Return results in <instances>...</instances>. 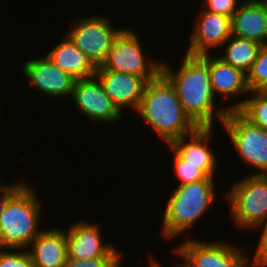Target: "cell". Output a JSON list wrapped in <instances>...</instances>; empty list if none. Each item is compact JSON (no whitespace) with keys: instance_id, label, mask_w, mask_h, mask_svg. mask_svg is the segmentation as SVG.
<instances>
[{"instance_id":"obj_1","label":"cell","mask_w":267,"mask_h":267,"mask_svg":"<svg viewBox=\"0 0 267 267\" xmlns=\"http://www.w3.org/2000/svg\"><path fill=\"white\" fill-rule=\"evenodd\" d=\"M182 58L176 70L161 61V74L174 87L184 112L198 127H215V118L221 125L229 110L216 105L208 64L200 56L185 53Z\"/></svg>"},{"instance_id":"obj_2","label":"cell","mask_w":267,"mask_h":267,"mask_svg":"<svg viewBox=\"0 0 267 267\" xmlns=\"http://www.w3.org/2000/svg\"><path fill=\"white\" fill-rule=\"evenodd\" d=\"M136 113L166 145L198 127L184 112L174 87L162 74L147 82Z\"/></svg>"},{"instance_id":"obj_3","label":"cell","mask_w":267,"mask_h":267,"mask_svg":"<svg viewBox=\"0 0 267 267\" xmlns=\"http://www.w3.org/2000/svg\"><path fill=\"white\" fill-rule=\"evenodd\" d=\"M37 195L25 181L6 201L0 217V248L26 249L43 231L39 227L43 205Z\"/></svg>"},{"instance_id":"obj_4","label":"cell","mask_w":267,"mask_h":267,"mask_svg":"<svg viewBox=\"0 0 267 267\" xmlns=\"http://www.w3.org/2000/svg\"><path fill=\"white\" fill-rule=\"evenodd\" d=\"M215 180L177 185L167 200L161 232L167 240L183 235L206 214L216 198Z\"/></svg>"},{"instance_id":"obj_5","label":"cell","mask_w":267,"mask_h":267,"mask_svg":"<svg viewBox=\"0 0 267 267\" xmlns=\"http://www.w3.org/2000/svg\"><path fill=\"white\" fill-rule=\"evenodd\" d=\"M247 174L234 181L224 196L232 224L253 230L267 220V175Z\"/></svg>"},{"instance_id":"obj_6","label":"cell","mask_w":267,"mask_h":267,"mask_svg":"<svg viewBox=\"0 0 267 267\" xmlns=\"http://www.w3.org/2000/svg\"><path fill=\"white\" fill-rule=\"evenodd\" d=\"M220 127L241 162L255 168L252 174L267 175V130L251 124L236 110L227 113Z\"/></svg>"},{"instance_id":"obj_7","label":"cell","mask_w":267,"mask_h":267,"mask_svg":"<svg viewBox=\"0 0 267 267\" xmlns=\"http://www.w3.org/2000/svg\"><path fill=\"white\" fill-rule=\"evenodd\" d=\"M136 30L125 27L115 38L105 62V70L143 77L147 82L161 74L162 62L147 57ZM148 58V59H147Z\"/></svg>"},{"instance_id":"obj_8","label":"cell","mask_w":267,"mask_h":267,"mask_svg":"<svg viewBox=\"0 0 267 267\" xmlns=\"http://www.w3.org/2000/svg\"><path fill=\"white\" fill-rule=\"evenodd\" d=\"M172 251L182 257L176 262L179 267H251V256L227 241L205 242L188 238Z\"/></svg>"},{"instance_id":"obj_9","label":"cell","mask_w":267,"mask_h":267,"mask_svg":"<svg viewBox=\"0 0 267 267\" xmlns=\"http://www.w3.org/2000/svg\"><path fill=\"white\" fill-rule=\"evenodd\" d=\"M114 25L105 15L82 16L75 19L65 35L99 67L105 62L115 38L124 29Z\"/></svg>"},{"instance_id":"obj_10","label":"cell","mask_w":267,"mask_h":267,"mask_svg":"<svg viewBox=\"0 0 267 267\" xmlns=\"http://www.w3.org/2000/svg\"><path fill=\"white\" fill-rule=\"evenodd\" d=\"M74 105L90 122L112 124L123 117L107 96L101 82L96 78L77 79L70 97Z\"/></svg>"},{"instance_id":"obj_11","label":"cell","mask_w":267,"mask_h":267,"mask_svg":"<svg viewBox=\"0 0 267 267\" xmlns=\"http://www.w3.org/2000/svg\"><path fill=\"white\" fill-rule=\"evenodd\" d=\"M66 230L69 259L85 260L100 257H123L115 243L103 241L100 226L83 219L68 226ZM122 252V253H121Z\"/></svg>"},{"instance_id":"obj_12","label":"cell","mask_w":267,"mask_h":267,"mask_svg":"<svg viewBox=\"0 0 267 267\" xmlns=\"http://www.w3.org/2000/svg\"><path fill=\"white\" fill-rule=\"evenodd\" d=\"M21 68L24 78L39 93L51 99L71 97L76 79L63 72L46 55L24 61Z\"/></svg>"},{"instance_id":"obj_13","label":"cell","mask_w":267,"mask_h":267,"mask_svg":"<svg viewBox=\"0 0 267 267\" xmlns=\"http://www.w3.org/2000/svg\"><path fill=\"white\" fill-rule=\"evenodd\" d=\"M196 18L185 53L201 56L213 54V49L221 50V46L231 37V17L203 9Z\"/></svg>"},{"instance_id":"obj_14","label":"cell","mask_w":267,"mask_h":267,"mask_svg":"<svg viewBox=\"0 0 267 267\" xmlns=\"http://www.w3.org/2000/svg\"><path fill=\"white\" fill-rule=\"evenodd\" d=\"M95 77L121 113L126 107L136 112L147 84L143 77L105 70L102 66L97 67Z\"/></svg>"},{"instance_id":"obj_15","label":"cell","mask_w":267,"mask_h":267,"mask_svg":"<svg viewBox=\"0 0 267 267\" xmlns=\"http://www.w3.org/2000/svg\"><path fill=\"white\" fill-rule=\"evenodd\" d=\"M200 57L208 64L211 86L216 98L220 96L221 99H225L224 101H229L230 97V100L236 99V103L231 104V106L229 105L228 110L237 111L240 108L238 98L242 97V95H250L246 74L225 63L218 55L215 56L214 53L213 55L205 54Z\"/></svg>"},{"instance_id":"obj_16","label":"cell","mask_w":267,"mask_h":267,"mask_svg":"<svg viewBox=\"0 0 267 267\" xmlns=\"http://www.w3.org/2000/svg\"><path fill=\"white\" fill-rule=\"evenodd\" d=\"M213 129L214 127H197L192 133L177 138L169 144L186 160V164L197 166L210 178H214L218 168V159L209 146L211 136L214 135Z\"/></svg>"},{"instance_id":"obj_17","label":"cell","mask_w":267,"mask_h":267,"mask_svg":"<svg viewBox=\"0 0 267 267\" xmlns=\"http://www.w3.org/2000/svg\"><path fill=\"white\" fill-rule=\"evenodd\" d=\"M26 249L34 267H63L68 258L66 230L43 229Z\"/></svg>"},{"instance_id":"obj_18","label":"cell","mask_w":267,"mask_h":267,"mask_svg":"<svg viewBox=\"0 0 267 267\" xmlns=\"http://www.w3.org/2000/svg\"><path fill=\"white\" fill-rule=\"evenodd\" d=\"M231 35L267 44V8L256 0H244L231 17Z\"/></svg>"},{"instance_id":"obj_19","label":"cell","mask_w":267,"mask_h":267,"mask_svg":"<svg viewBox=\"0 0 267 267\" xmlns=\"http://www.w3.org/2000/svg\"><path fill=\"white\" fill-rule=\"evenodd\" d=\"M47 58L63 72L77 79L95 77L97 67L66 35L46 53Z\"/></svg>"},{"instance_id":"obj_20","label":"cell","mask_w":267,"mask_h":267,"mask_svg":"<svg viewBox=\"0 0 267 267\" xmlns=\"http://www.w3.org/2000/svg\"><path fill=\"white\" fill-rule=\"evenodd\" d=\"M261 46L256 41L231 35L221 46L224 49L221 50L223 55H220L219 58L247 75L257 58Z\"/></svg>"},{"instance_id":"obj_21","label":"cell","mask_w":267,"mask_h":267,"mask_svg":"<svg viewBox=\"0 0 267 267\" xmlns=\"http://www.w3.org/2000/svg\"><path fill=\"white\" fill-rule=\"evenodd\" d=\"M237 110L251 124L267 130V92H249Z\"/></svg>"},{"instance_id":"obj_22","label":"cell","mask_w":267,"mask_h":267,"mask_svg":"<svg viewBox=\"0 0 267 267\" xmlns=\"http://www.w3.org/2000/svg\"><path fill=\"white\" fill-rule=\"evenodd\" d=\"M246 82L250 92H267V44L260 47Z\"/></svg>"},{"instance_id":"obj_23","label":"cell","mask_w":267,"mask_h":267,"mask_svg":"<svg viewBox=\"0 0 267 267\" xmlns=\"http://www.w3.org/2000/svg\"><path fill=\"white\" fill-rule=\"evenodd\" d=\"M169 151L173 154V174L175 173V179H178L179 185L194 183L201 180H214V178L208 177L201 169L192 164H186L184 160L169 144Z\"/></svg>"},{"instance_id":"obj_24","label":"cell","mask_w":267,"mask_h":267,"mask_svg":"<svg viewBox=\"0 0 267 267\" xmlns=\"http://www.w3.org/2000/svg\"><path fill=\"white\" fill-rule=\"evenodd\" d=\"M0 267H34L27 249L0 248Z\"/></svg>"},{"instance_id":"obj_25","label":"cell","mask_w":267,"mask_h":267,"mask_svg":"<svg viewBox=\"0 0 267 267\" xmlns=\"http://www.w3.org/2000/svg\"><path fill=\"white\" fill-rule=\"evenodd\" d=\"M123 257H100L85 260L67 258L63 267H121Z\"/></svg>"},{"instance_id":"obj_26","label":"cell","mask_w":267,"mask_h":267,"mask_svg":"<svg viewBox=\"0 0 267 267\" xmlns=\"http://www.w3.org/2000/svg\"><path fill=\"white\" fill-rule=\"evenodd\" d=\"M261 228V235L257 243L254 256L250 260L251 267H267V220L255 228Z\"/></svg>"},{"instance_id":"obj_27","label":"cell","mask_w":267,"mask_h":267,"mask_svg":"<svg viewBox=\"0 0 267 267\" xmlns=\"http://www.w3.org/2000/svg\"><path fill=\"white\" fill-rule=\"evenodd\" d=\"M202 7L212 13L221 14L227 17L232 15L238 10L241 4L238 0H203Z\"/></svg>"},{"instance_id":"obj_28","label":"cell","mask_w":267,"mask_h":267,"mask_svg":"<svg viewBox=\"0 0 267 267\" xmlns=\"http://www.w3.org/2000/svg\"><path fill=\"white\" fill-rule=\"evenodd\" d=\"M25 181L17 180L12 184L2 185L0 186V217L2 213V209L6 203V201L10 198V196L24 183Z\"/></svg>"},{"instance_id":"obj_29","label":"cell","mask_w":267,"mask_h":267,"mask_svg":"<svg viewBox=\"0 0 267 267\" xmlns=\"http://www.w3.org/2000/svg\"><path fill=\"white\" fill-rule=\"evenodd\" d=\"M152 254L150 253L149 254V267H163L162 266V262L160 263V261L158 260L157 261V259L155 258V256H154V258H153V255L151 256ZM174 267H179L177 264H175L174 263V265H173Z\"/></svg>"},{"instance_id":"obj_30","label":"cell","mask_w":267,"mask_h":267,"mask_svg":"<svg viewBox=\"0 0 267 267\" xmlns=\"http://www.w3.org/2000/svg\"><path fill=\"white\" fill-rule=\"evenodd\" d=\"M256 1L267 8V0H256Z\"/></svg>"}]
</instances>
